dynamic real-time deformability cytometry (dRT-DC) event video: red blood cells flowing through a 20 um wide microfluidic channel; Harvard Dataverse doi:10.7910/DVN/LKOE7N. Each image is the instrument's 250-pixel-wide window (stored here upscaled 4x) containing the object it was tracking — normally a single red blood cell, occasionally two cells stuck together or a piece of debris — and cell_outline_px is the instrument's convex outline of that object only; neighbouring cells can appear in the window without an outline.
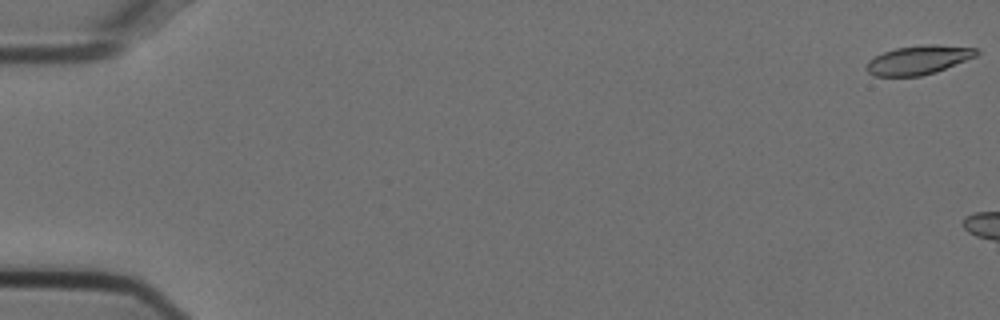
{"species": "Egyptian fruit bat (a non-hibernating species)", "species_latin": "Rousettus aegyptiacus", "temperature_condition": "cold", "stored_images_in_passage": 5, "camera_frame_rate_fps": 3000, "um_per_image_px": 0.085, "animal": {"sex": "female"}, "frame": {"image": 1, "passage_image": 1, "time_ms": 0.0, "image_size_px": [1000, 320], "cell_outline_px": [[980, 52], [976, 56], [936, 72], [920, 76], [872, 76], [864, 68], [868, 60], [884, 52], [896, 48], [928, 44], [936, 44], [976, 48]], "centroid_in_image_um": [78.05, 5.1], "position_along_channel_um": 7.0, "area_um2": 18.55}}